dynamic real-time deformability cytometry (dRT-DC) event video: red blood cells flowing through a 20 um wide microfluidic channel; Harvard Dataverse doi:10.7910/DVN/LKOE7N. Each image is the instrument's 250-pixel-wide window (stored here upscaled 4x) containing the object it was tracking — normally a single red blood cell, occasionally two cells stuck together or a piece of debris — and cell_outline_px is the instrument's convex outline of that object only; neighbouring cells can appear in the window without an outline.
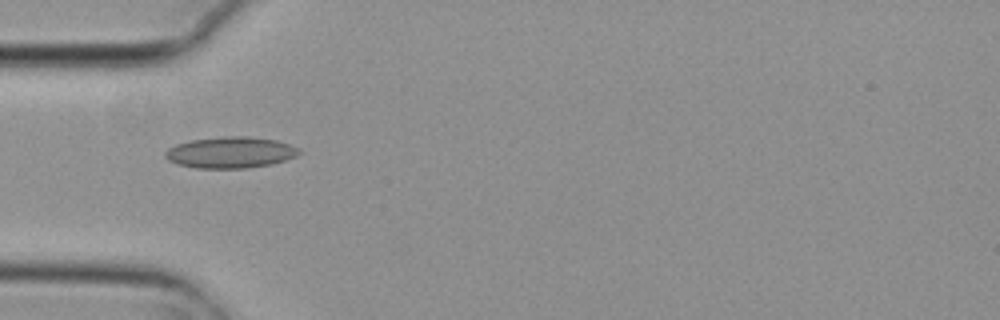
{"species": "common noctule bat (a hibernating species)", "species_latin": "Nyctalus noctula", "temperature_condition": "cold", "stored_images_in_passage": 3, "camera_frame_rate_fps": 3000, "um_per_image_px": 0.085, "animal": {"sex": "female", "body_mass_g": 29.2, "forearm_length_mm": 56.3}, "frame": {"image": 1, "passage_image": 1, "time_ms": 0.0, "image_size_px": [1000, 320], "cell_outline_px": [[300, 152], [296, 156], [272, 164], [244, 168], [196, 168], [176, 164], [168, 160], [164, 156], [164, 152], [168, 148], [176, 144], [192, 140], [224, 136], [248, 136], [276, 140], [300, 148]], "centroid_in_image_um": [19.56, 12.96], "position_along_channel_um": 65.4, "area_um2": 24.39}}
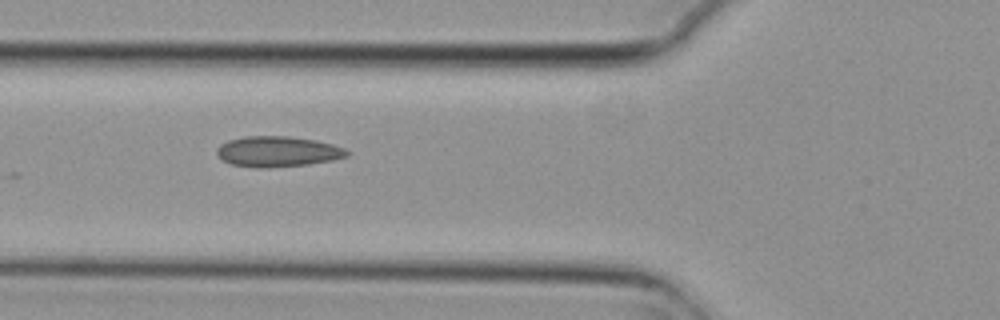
{"frame": {"image": 2, "passage_image": 2, "time_ms": 0.333, "image_size_px": [1000, 320], "cell_outline_px": [[352, 152], [348, 156], [332, 160], [308, 164], [268, 168], [232, 164], [224, 160], [216, 152], [216, 148], [220, 144], [228, 140], [244, 136], [288, 136], [316, 140], [332, 144], [344, 148]], "centroid_in_image_um": [23.64, 12.87], "position_along_channel_um": 102.2, "area_um2": 23.06}}
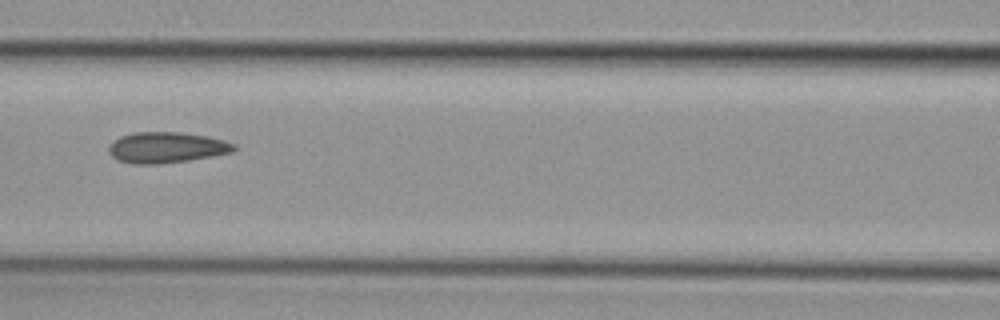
{"frame": {"image": 3, "passage_image": 3, "time_ms": 0.667, "image_size_px": [1000, 320], "cell_outline_px": [[236, 148], [232, 152], [212, 156], [188, 160], [156, 164], [132, 164], [116, 160], [108, 152], [108, 144], [112, 140], [120, 136], [132, 132], [180, 132], [208, 136], [224, 140], [236, 144]], "centroid_in_image_um": [14.1, 12.53], "position_along_channel_um": 152.5, "area_um2": 22.77}}